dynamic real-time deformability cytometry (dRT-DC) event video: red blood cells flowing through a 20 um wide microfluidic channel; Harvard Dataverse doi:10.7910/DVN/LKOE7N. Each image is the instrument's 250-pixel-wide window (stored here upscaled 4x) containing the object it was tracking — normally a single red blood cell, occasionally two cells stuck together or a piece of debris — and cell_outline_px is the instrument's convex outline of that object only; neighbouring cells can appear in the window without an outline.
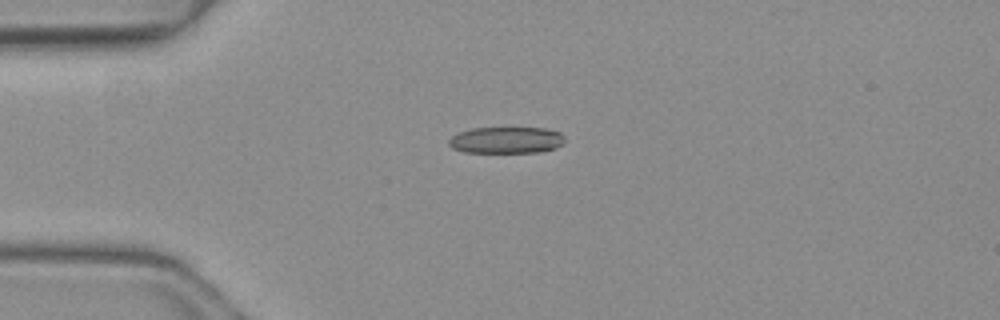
{"species": "common noctule bat (a hibernating species)", "species_latin": "Nyctalus noctula", "temperature_condition": "warm", "stored_images_in_passage": 38, "camera_frame_rate_fps": 3000, "um_per_image_px": 0.085, "animal": {"sex": "female", "body_mass_g": 19.3, "forearm_length_mm": 54.1}, "frame": {"image": 1, "passage_image": 1, "time_ms": 0.0, "image_size_px": [1000, 320], "cell_outline_px": [[564, 144], [556, 148], [540, 152], [464, 152], [452, 148], [448, 144], [448, 140], [452, 136], [460, 132], [472, 128], [544, 128], [560, 132], [564, 136]], "centroid_in_image_um": [43.05, 11.91], "position_along_channel_um": 41.9, "area_um2": 17.98}}
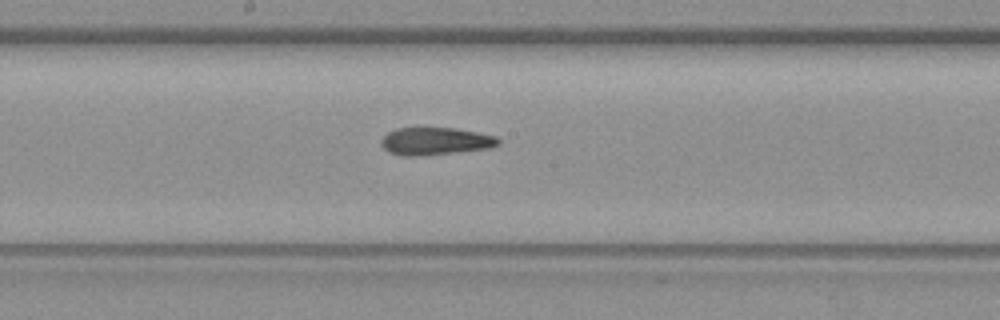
{"frame": {"image": 2, "passage_image": 15, "time_ms": 4.667, "image_size_px": [1000, 320], "cell_outline_px": [[500, 144], [492, 148], [412, 156], [404, 156], [388, 152], [380, 144], [380, 140], [388, 132], [396, 128], [456, 128], [496, 136], [500, 140]], "centroid_in_image_um": [37.0, 11.99], "position_along_channel_um": 211.2, "area_um2": 18.67}}
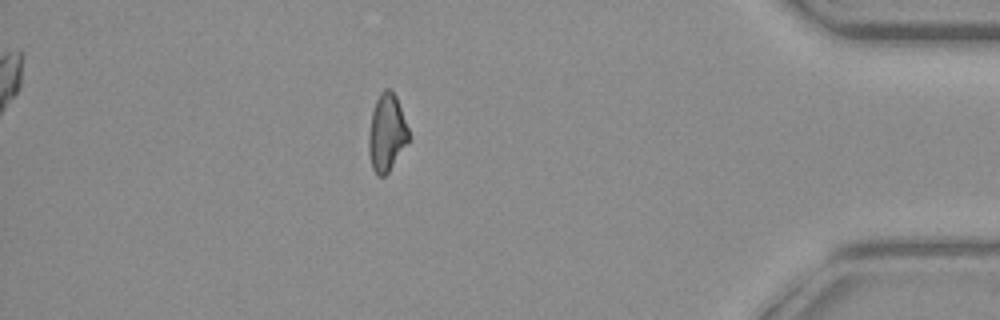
{"frame": {"image": 3, "passage_image": 32, "time_ms": 10.333, "image_size_px": [1000, 320], "cell_outline_px": [[408, 140], [388, 172], [384, 176], [376, 176], [372, 168], [368, 152], [368, 136], [372, 112], [376, 100], [380, 92], [384, 88], [388, 88], [396, 96], [408, 128]], "centroid_in_image_um": [32.83, 11.28], "position_along_channel_um": 402.4, "area_um2": 17.74}, "authors_computed_cell_mechanics": {"area_um2": 19.1318, "velocity_mm_per_s": 4.1479, "shape_relaxation_time_tau1_ms": null, "shape_relaxation_time_tau2_ms": 2.9381, "deformation_change_tau1": null, "deformation_change_tau2": 0.1079}}